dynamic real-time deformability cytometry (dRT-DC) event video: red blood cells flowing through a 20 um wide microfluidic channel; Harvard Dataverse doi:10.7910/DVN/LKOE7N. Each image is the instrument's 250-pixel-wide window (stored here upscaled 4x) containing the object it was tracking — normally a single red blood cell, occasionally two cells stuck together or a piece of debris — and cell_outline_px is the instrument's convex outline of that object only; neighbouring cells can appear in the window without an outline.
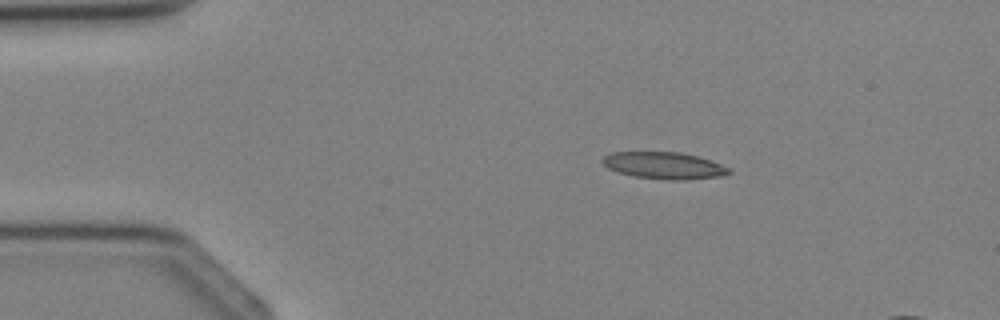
{"species": "Egyptian fruit bat (a non-hibernating species)", "species_latin": "Rousettus aegyptiacus", "temperature_condition": "cold", "stored_images_in_passage": 3, "segment_of_instrument_passage": [1, 2], "camera_frame_rate_fps": 3000, "um_per_image_px": 0.085, "animal": {"sex": "female"}, "frame": {"image": 1, "passage_image": 1, "time_ms": 0.0, "image_size_px": [1000, 320], "cell_outline_px": [[732, 172], [724, 176], [684, 180], [668, 180], [636, 176], [620, 172], [608, 168], [600, 160], [604, 156], [612, 152], [680, 152], [700, 156], [712, 160], [728, 168]], "centroid_in_image_um": [56.49, 14.06], "position_along_channel_um": 28.5, "area_um2": 19.83}}